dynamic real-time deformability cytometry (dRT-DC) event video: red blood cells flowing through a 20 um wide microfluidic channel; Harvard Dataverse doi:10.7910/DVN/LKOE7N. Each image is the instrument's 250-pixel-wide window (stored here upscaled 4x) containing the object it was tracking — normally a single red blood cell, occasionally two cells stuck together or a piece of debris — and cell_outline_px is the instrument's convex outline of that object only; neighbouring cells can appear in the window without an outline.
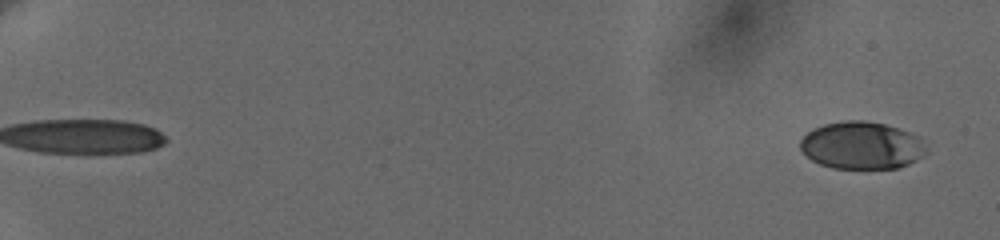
{"species": "human", "species_latin": "Homo sapiens", "temperature_condition": "cold", "stored_images_in_passage": 14, "camera_frame_rate_fps": 3000, "um_per_image_px": 0.085, "donor": {"sex": "female"}, "frame": {"image": 1, "passage_image": 4, "time_ms": 0.333, "image_size_px": [1000, 240], "cell_outline_px": [[920, 156], [916, 160], [900, 168], [832, 168], [820, 164], [812, 160], [800, 148], [800, 140], [812, 128], [824, 124], [844, 120], [864, 120], [884, 124], [908, 132], [916, 136]], "centroid_in_image_um": [73.1, 12.36], "position_along_channel_um": 11.9, "area_um2": 33.87}}